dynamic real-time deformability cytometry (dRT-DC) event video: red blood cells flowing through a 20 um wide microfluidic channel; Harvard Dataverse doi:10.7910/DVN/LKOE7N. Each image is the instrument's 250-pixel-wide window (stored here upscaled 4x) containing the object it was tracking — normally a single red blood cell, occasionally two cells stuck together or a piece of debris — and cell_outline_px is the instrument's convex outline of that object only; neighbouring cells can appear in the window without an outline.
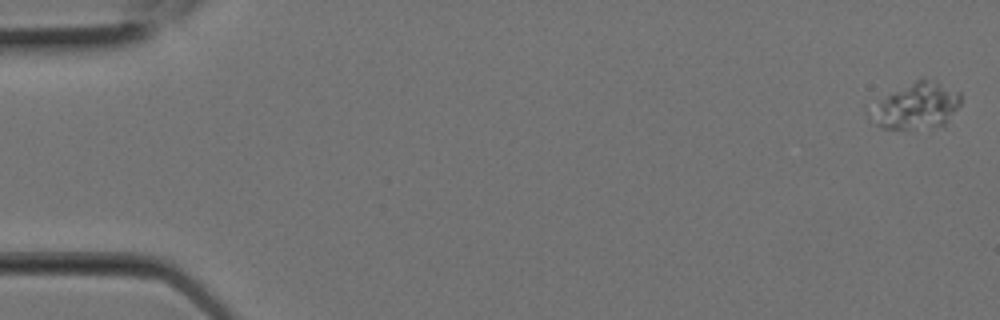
{"species": "Egyptian fruit bat (a non-hibernating species)", "species_latin": "Rousettus aegyptiacus", "temperature_condition": "room temperature", "stored_images_in_passage": 5, "camera_frame_rate_fps": 3000, "um_per_image_px": 0.085, "animal": {"sex": "female"}, "frame": {"image": 1, "passage_image": 1, "time_ms": 0.0, "image_size_px": [1000, 320], "cell_outline_px": [[960, 104], [944, 128], [880, 128], [876, 124], [880, 104], [888, 96], [916, 80], [924, 76], [960, 92]], "centroid_in_image_um": [78.13, 9.01], "position_along_channel_um": 6.9, "area_um2": 23.0}}